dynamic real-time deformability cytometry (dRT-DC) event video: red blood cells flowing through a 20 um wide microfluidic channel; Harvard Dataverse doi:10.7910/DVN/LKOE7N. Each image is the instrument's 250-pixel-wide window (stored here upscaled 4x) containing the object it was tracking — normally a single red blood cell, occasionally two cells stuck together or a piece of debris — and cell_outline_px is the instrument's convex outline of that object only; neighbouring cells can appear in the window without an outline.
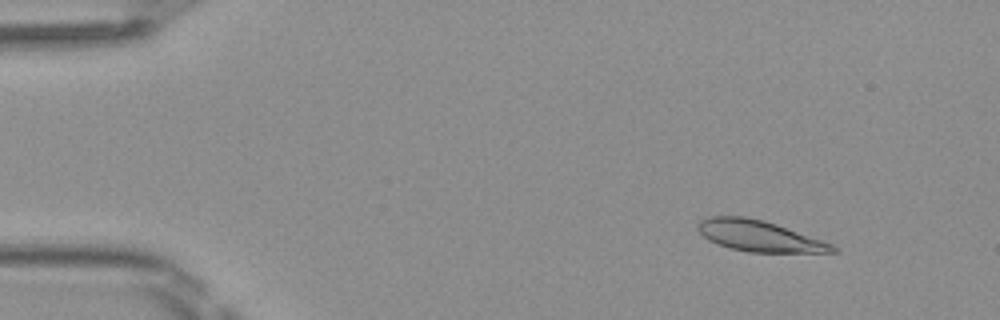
{"species": "Egyptian fruit bat (a non-hibernating species)", "species_latin": "Rousettus aegyptiacus", "temperature_condition": "room temperature", "stored_images_in_passage": 50, "camera_frame_rate_fps": 3000, "um_per_image_px": 0.085, "frame": {"image": 1, "passage_image": 6, "time_ms": 1.667, "image_size_px": [1000, 320], "cell_outline_px": [[840, 252], [748, 252], [732, 248], [708, 240], [696, 228], [696, 224], [700, 220], [708, 216], [744, 216], [764, 220], [776, 224], [832, 244], [840, 248]], "centroid_in_image_um": [64.52, 20.05], "position_along_channel_um": 20.5, "area_um2": 24.16}}
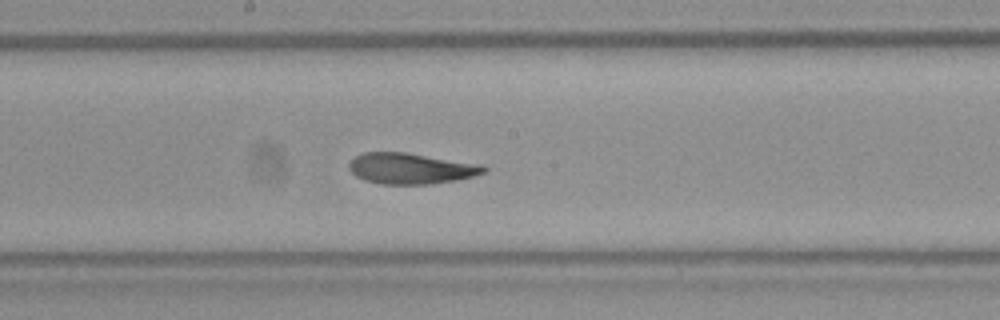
{"frame": {"image": 2, "passage_image": 27, "time_ms": 8.667, "image_size_px": [1000, 320], "cell_outline_px": [[488, 168], [484, 172], [472, 176], [456, 180], [428, 184], [380, 184], [364, 180], [356, 176], [348, 168], [348, 164], [356, 156], [364, 152], [404, 152], [484, 164]], "centroid_in_image_um": [34.93, 14.31], "position_along_channel_um": 213.3, "area_um2": 24.28}}
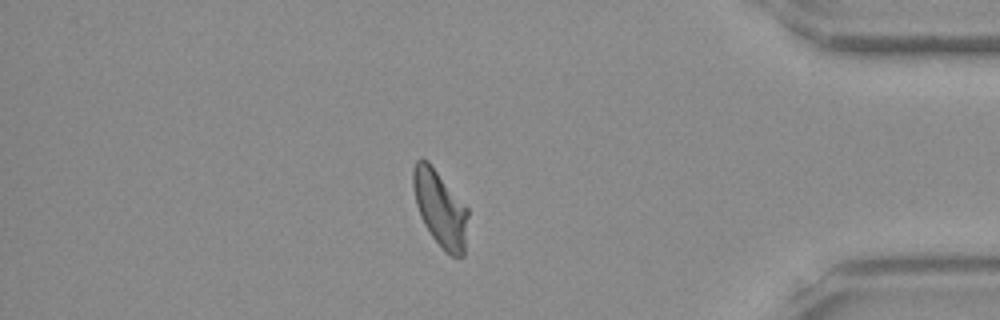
{"frame": {"image": 3, "passage_image": 43, "time_ms": 14.0, "image_size_px": [1000, 320], "cell_outline_px": [[468, 216], [464, 256], [452, 256], [432, 236], [424, 224], [420, 216], [416, 204], [412, 184], [412, 168], [416, 160], [420, 156], [428, 160], [468, 208]], "centroid_in_image_um": [37.39, 17.65], "position_along_channel_um": 397.8, "area_um2": 24.28}, "authors_computed_cell_mechanics": {"area_um2": 24.5072, "velocity_mm_per_s": 4.0803, "shape_relaxation_time_tau1_ms": null, "shape_relaxation_time_tau2_ms": 2.264, "deformation_change_tau1": null, "deformation_change_tau2": 0.09}}